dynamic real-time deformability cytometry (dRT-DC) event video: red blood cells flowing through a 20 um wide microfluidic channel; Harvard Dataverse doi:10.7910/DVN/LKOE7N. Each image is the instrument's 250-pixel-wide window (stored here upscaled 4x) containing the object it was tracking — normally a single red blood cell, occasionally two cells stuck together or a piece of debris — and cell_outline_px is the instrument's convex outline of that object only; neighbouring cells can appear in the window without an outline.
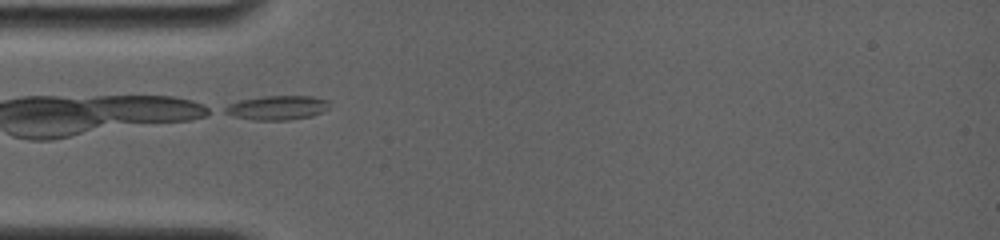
{"species": "common noctule bat (a hibernating species)", "species_latin": "Nyctalus noctula", "temperature_condition": "room temperature", "stored_images_in_passage": 39, "camera_frame_rate_fps": 4000, "um_per_image_px": 0.085, "animal": {"sex": "female", "body_mass_g": 19.0, "forearm_length_mm": 56.7}, "frame": {"image": 1, "passage_image": 1, "time_ms": 0.0, "image_size_px": [1000, 240], "cell_outline_px": [[328, 108], [312, 116], [288, 120], [256, 120], [236, 116], [224, 112], [220, 108], [228, 104], [240, 100], [264, 96], [312, 96], [328, 100]], "centroid_in_image_um": [23.53, 9.15], "position_along_channel_um": 61.5, "area_um2": 14.68}}
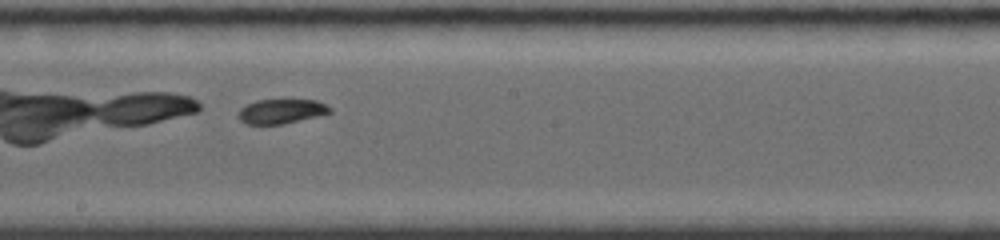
{"frame": {"image": 2, "passage_image": 19, "time_ms": 4.25, "image_size_px": [1000, 240], "cell_outline_px": [[332, 112], [284, 124], [248, 124], [240, 120], [236, 116], [240, 108], [256, 100], [316, 100], [332, 108]], "centroid_in_image_um": [23.88, 9.46], "position_along_channel_um": 224.3, "area_um2": 13.01}}
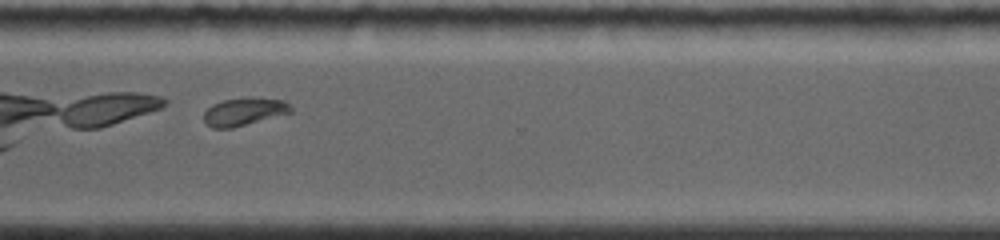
{"frame": {"image": 3, "passage_image": 34, "time_ms": 7.5, "image_size_px": [1000, 240], "cell_outline_px": [[292, 112], [232, 128], [212, 128], [204, 120], [204, 112], [212, 104], [224, 100], [248, 96], [252, 96], [284, 100], [292, 108]], "centroid_in_image_um": [20.75, 9.46], "position_along_channel_um": 349.8, "area_um2": 14.16}, "authors_computed_cell_mechanics": {"area_um2": 13.4096, "velocity_mm_per_s": 3.8525, "shape_relaxation_time_tau1_ms": null, "shape_relaxation_time_tau2_ms": 3.7752, "deformation_change_tau1": null, "deformation_change_tau2": 0.0843}}